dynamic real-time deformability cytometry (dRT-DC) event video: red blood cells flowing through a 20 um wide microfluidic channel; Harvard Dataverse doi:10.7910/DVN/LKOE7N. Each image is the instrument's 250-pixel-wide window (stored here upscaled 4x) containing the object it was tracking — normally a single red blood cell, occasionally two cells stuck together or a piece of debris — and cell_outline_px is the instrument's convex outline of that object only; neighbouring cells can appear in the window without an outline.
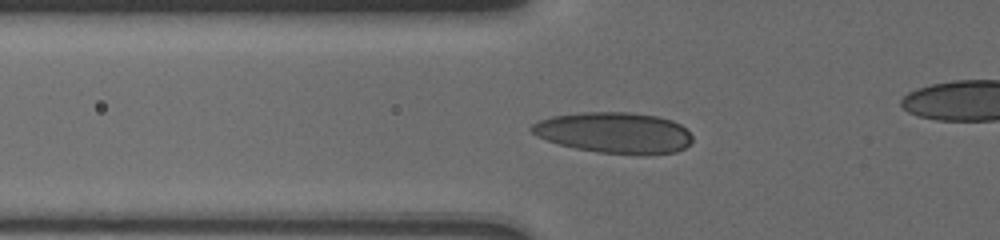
{"species": "human", "species_latin": "Homo sapiens", "temperature_condition": "cold", "stored_images_in_passage": 19, "camera_frame_rate_fps": 3000, "um_per_image_px": 0.085, "donor": {"sex": "male"}, "frame": {"image": 1, "passage_image": 3, "time_ms": 0.333, "image_size_px": [1000, 240], "cell_outline_px": [[692, 140], [684, 148], [676, 152], [644, 156], [600, 152], [576, 148], [560, 144], [536, 136], [528, 128], [532, 124], [540, 120], [552, 116], [580, 112], [628, 112], [656, 116], [672, 120], [680, 124], [692, 136]], "centroid_in_image_um": [52.22, 11.29], "position_along_channel_um": 73.6, "area_um2": 38.49}}
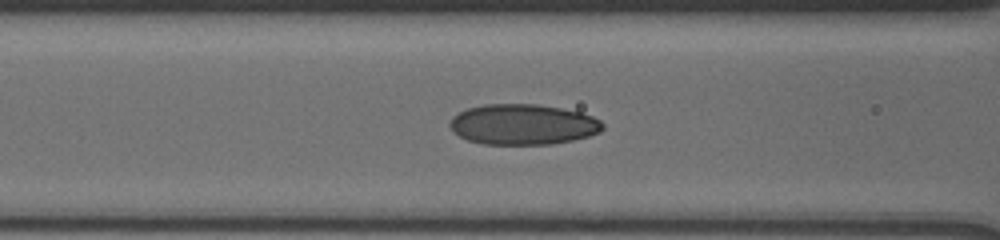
{"frame": {"image": 2, "passage_image": 10, "time_ms": 1.667, "image_size_px": [1000, 240], "cell_outline_px": [[604, 128], [600, 132], [588, 136], [572, 140], [548, 144], [484, 144], [468, 140], [452, 132], [448, 124], [452, 116], [468, 108], [484, 104], [536, 104], [560, 108], [580, 112], [592, 116], [600, 120], [604, 124]], "centroid_in_image_um": [44.43, 10.57], "position_along_channel_um": 122.2, "area_um2": 36.13}}
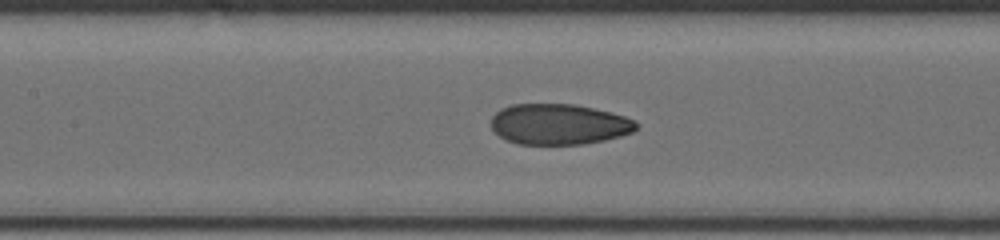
{"frame": {"image": 3, "passage_image": 15, "time_ms": 2.667, "image_size_px": [1000, 240], "cell_outline_px": [[640, 124], [632, 132], [620, 136], [604, 140], [584, 144], [516, 144], [504, 140], [492, 128], [492, 116], [500, 108], [512, 104], [576, 104], [612, 112], [636, 120]], "centroid_in_image_um": [47.52, 10.56], "position_along_channel_um": 159.9, "area_um2": 34.68}}